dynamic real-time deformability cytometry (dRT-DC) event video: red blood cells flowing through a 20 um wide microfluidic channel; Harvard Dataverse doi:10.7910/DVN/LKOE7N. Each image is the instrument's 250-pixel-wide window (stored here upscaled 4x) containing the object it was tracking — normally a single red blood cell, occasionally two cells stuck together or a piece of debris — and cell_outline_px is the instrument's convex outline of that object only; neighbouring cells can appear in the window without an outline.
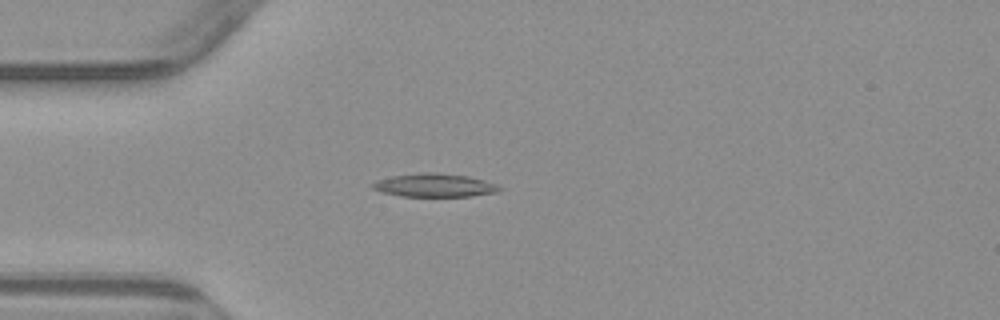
{"species": "common noctule bat (a hibernating species)", "species_latin": "Nyctalus noctula", "temperature_condition": "warm", "stored_images_in_passage": 4, "camera_frame_rate_fps": 3000, "um_per_image_px": 0.085, "animal": {"sex": "male", "body_mass_g": 23.1, "forearm_length_mm": 52.7}, "frame": {"image": 1, "passage_image": 4, "time_ms": 4.667, "image_size_px": [1000, 320], "cell_outline_px": [[504, 188], [496, 192], [472, 196], [400, 196], [380, 192], [372, 188], [368, 184], [376, 180], [392, 176], [424, 172], [436, 172], [468, 176], [484, 180], [496, 184]], "centroid_in_image_um": [36.89, 15.74], "position_along_channel_um": 48.1, "area_um2": 17.4}}